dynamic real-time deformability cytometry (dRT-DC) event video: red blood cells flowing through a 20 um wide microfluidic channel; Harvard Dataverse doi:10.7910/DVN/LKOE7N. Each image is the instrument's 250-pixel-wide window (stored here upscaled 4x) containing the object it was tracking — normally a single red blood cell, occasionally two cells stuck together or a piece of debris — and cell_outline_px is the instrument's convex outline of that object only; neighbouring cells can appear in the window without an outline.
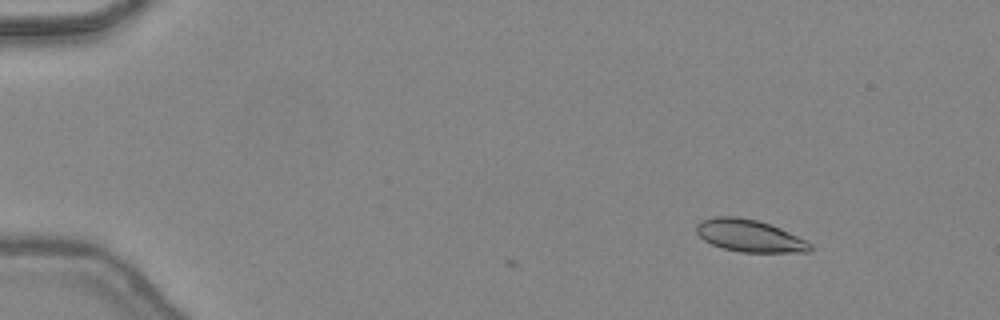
{"species": "common noctule bat (a hibernating species)", "species_latin": "Nyctalus noctula", "temperature_condition": "warm", "stored_images_in_passage": 5, "camera_frame_rate_fps": 3000, "um_per_image_px": 0.085, "animal": {"sex": "female", "body_mass_g": 24.6, "forearm_length_mm": 56.2}, "frame": {"image": 1, "passage_image": 2, "time_ms": 0.333, "image_size_px": [1000, 320], "cell_outline_px": [[812, 248], [808, 252], [740, 252], [724, 248], [712, 244], [704, 240], [696, 232], [696, 224], [700, 220], [716, 216], [736, 216], [756, 220], [780, 228], [808, 240], [812, 244]], "centroid_in_image_um": [63.71, 20.03], "position_along_channel_um": 21.3, "area_um2": 21.39}}